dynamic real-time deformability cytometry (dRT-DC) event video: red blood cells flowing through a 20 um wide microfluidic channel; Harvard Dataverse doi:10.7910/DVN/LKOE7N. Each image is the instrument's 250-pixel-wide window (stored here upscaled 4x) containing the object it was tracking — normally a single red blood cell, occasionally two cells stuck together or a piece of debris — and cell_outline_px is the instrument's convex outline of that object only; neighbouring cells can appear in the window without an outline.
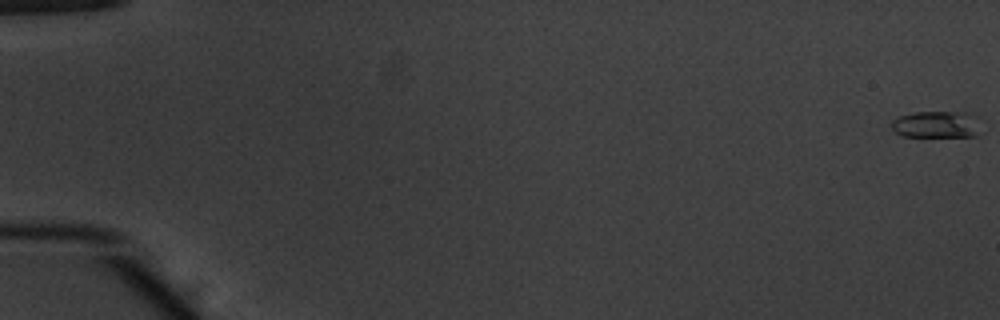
{"species": "common noctule bat (a hibernating species)", "species_latin": "Nyctalus noctula", "temperature_condition": "warm", "stored_images_in_passage": 35, "camera_frame_rate_fps": 3000, "um_per_image_px": 0.085, "animal": {"sex": "male", "body_mass_g": 20.1, "forearm_length_mm": 53.5}, "frame": {"image": 1, "passage_image": 1, "time_ms": 0.0, "image_size_px": [1000, 320], "cell_outline_px": [[976, 136], [904, 136], [896, 132], [892, 128], [892, 120], [900, 116], [912, 112], [964, 112]], "centroid_in_image_um": [79.32, 10.58], "position_along_channel_um": 5.7, "area_um2": 12.72}}
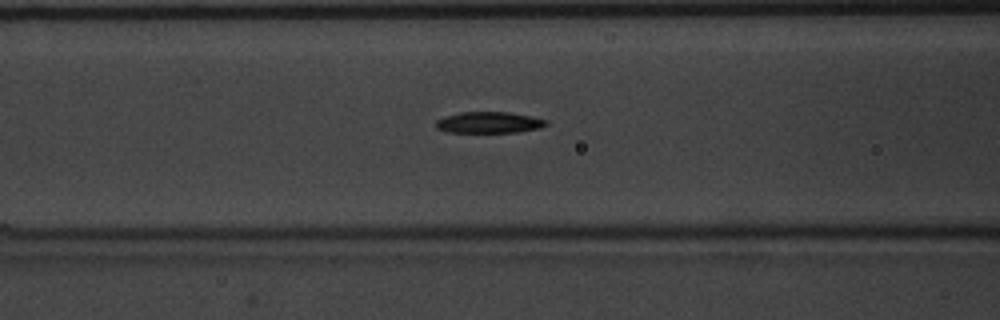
{"frame": {"image": 2, "passage_image": 24, "time_ms": 7.667, "image_size_px": [1000, 320], "cell_outline_px": [[548, 124], [540, 128], [516, 132], [448, 132], [436, 128], [436, 120], [444, 116], [460, 112], [508, 112], [532, 116], [548, 120]], "centroid_in_image_um": [41.57, 10.4], "position_along_channel_um": 125.0, "area_um2": 13.7}}